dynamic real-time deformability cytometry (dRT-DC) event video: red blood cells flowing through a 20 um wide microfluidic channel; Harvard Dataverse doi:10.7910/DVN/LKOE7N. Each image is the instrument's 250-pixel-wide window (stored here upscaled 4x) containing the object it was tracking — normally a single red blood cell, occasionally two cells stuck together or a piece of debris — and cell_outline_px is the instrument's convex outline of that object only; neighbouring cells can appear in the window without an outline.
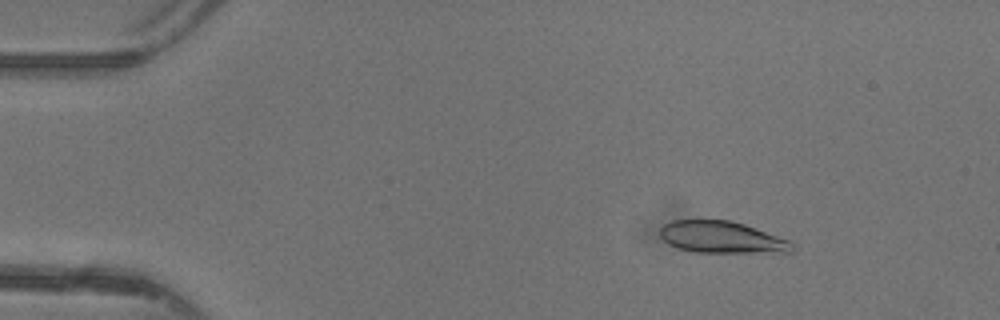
{"species": "common noctule bat (a hibernating species)", "species_latin": "Nyctalus noctula", "temperature_condition": "warm", "stored_images_in_passage": 48, "camera_frame_rate_fps": 3000, "um_per_image_px": 0.085, "animal": {"sex": "female"}, "frame": {"image": 1, "passage_image": 7, "time_ms": 2.0, "image_size_px": [1000, 320], "cell_outline_px": [[796, 248], [792, 252], [696, 252], [680, 248], [668, 244], [660, 236], [660, 228], [664, 224], [672, 220], [732, 220], [744, 224], [788, 240], [796, 244]], "centroid_in_image_um": [61.36, 20.16], "position_along_channel_um": 23.6, "area_um2": 24.39}}
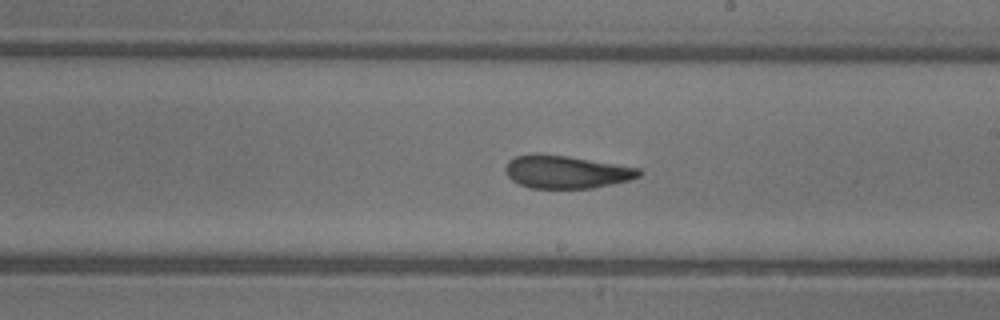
{"frame": {"image": 2, "passage_image": 28, "time_ms": 9.0, "image_size_px": [1000, 320], "cell_outline_px": [[644, 172], [640, 176], [632, 180], [592, 188], [532, 188], [520, 184], [512, 180], [508, 176], [504, 168], [508, 160], [516, 156], [532, 152], [536, 152], [568, 156], [640, 168]], "centroid_in_image_um": [48.13, 14.59], "position_along_channel_um": 240.9, "area_um2": 25.89}}
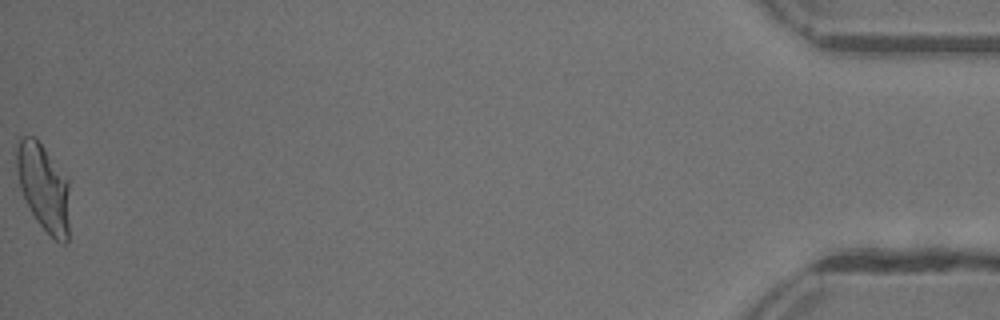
{"frame": {"image": 3, "passage_image": 48, "time_ms": 15.667, "image_size_px": [1000, 320], "cell_outline_px": [[68, 244], [60, 244], [36, 220], [20, 188], [16, 172], [16, 148], [20, 140], [24, 136], [36, 136], [68, 180]], "centroid_in_image_um": [3.69, 15.91], "position_along_channel_um": 431.5, "area_um2": 26.65}, "authors_computed_cell_mechanics": {"area_um2": 25.8655, "velocity_mm_per_s": 4.3756, "shape_relaxation_time_tau1_ms": 3.8666, "shape_relaxation_time_tau2_ms": 2.0934, "deformation_change_tau1": 0.1438, "deformation_change_tau2": 0.1137}}